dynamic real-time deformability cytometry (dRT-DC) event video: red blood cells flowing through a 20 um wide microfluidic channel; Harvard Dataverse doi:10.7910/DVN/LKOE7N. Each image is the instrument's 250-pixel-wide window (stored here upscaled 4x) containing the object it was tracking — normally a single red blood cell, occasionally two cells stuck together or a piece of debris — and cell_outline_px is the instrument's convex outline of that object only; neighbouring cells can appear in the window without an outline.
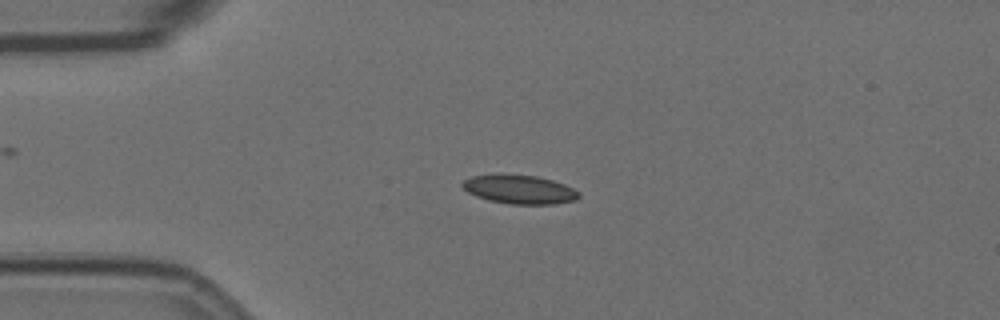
{"species": "Egyptian fruit bat (a non-hibernating species)", "species_latin": "Rousettus aegyptiacus", "temperature_condition": "room temperature", "stored_images_in_passage": 3, "camera_frame_rate_fps": 3000, "um_per_image_px": 0.085, "animal": {"sex": "female"}, "frame": {"image": 1, "passage_image": 3, "time_ms": 2.333, "image_size_px": [1000, 320], "cell_outline_px": [[580, 196], [576, 200], [552, 204], [508, 204], [488, 200], [476, 196], [468, 192], [460, 184], [464, 180], [472, 176], [500, 172], [536, 176], [552, 180], [564, 184], [580, 192]], "centroid_in_image_um": [44.12, 16.07], "position_along_channel_um": 40.9, "area_um2": 19.94}}